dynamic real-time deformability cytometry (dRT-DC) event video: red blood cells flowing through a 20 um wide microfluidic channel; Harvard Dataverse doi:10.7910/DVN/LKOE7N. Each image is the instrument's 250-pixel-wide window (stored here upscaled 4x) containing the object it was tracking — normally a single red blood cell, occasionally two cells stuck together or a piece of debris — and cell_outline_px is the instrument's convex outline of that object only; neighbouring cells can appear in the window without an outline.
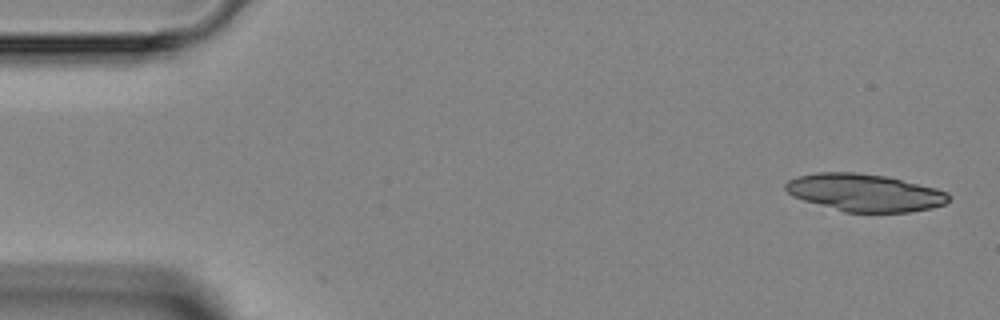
{"species": "Egyptian fruit bat (a non-hibernating species)", "species_latin": "Rousettus aegyptiacus", "temperature_condition": "room temperature", "stored_images_in_passage": 4, "camera_frame_rate_fps": 3000, "um_per_image_px": 0.085, "animal": {"sex": "female"}, "frame": {"image": 1, "passage_image": 1, "time_ms": 0.0, "image_size_px": [1000, 320], "cell_outline_px": [[952, 196], [944, 204], [932, 208], [908, 212], [844, 212], [804, 200], [792, 196], [784, 188], [784, 184], [788, 180], [796, 176], [816, 172], [856, 172], [884, 176], [936, 188], [948, 192]], "centroid_in_image_um": [73.48, 16.37], "position_along_channel_um": 11.5, "area_um2": 35.6}}